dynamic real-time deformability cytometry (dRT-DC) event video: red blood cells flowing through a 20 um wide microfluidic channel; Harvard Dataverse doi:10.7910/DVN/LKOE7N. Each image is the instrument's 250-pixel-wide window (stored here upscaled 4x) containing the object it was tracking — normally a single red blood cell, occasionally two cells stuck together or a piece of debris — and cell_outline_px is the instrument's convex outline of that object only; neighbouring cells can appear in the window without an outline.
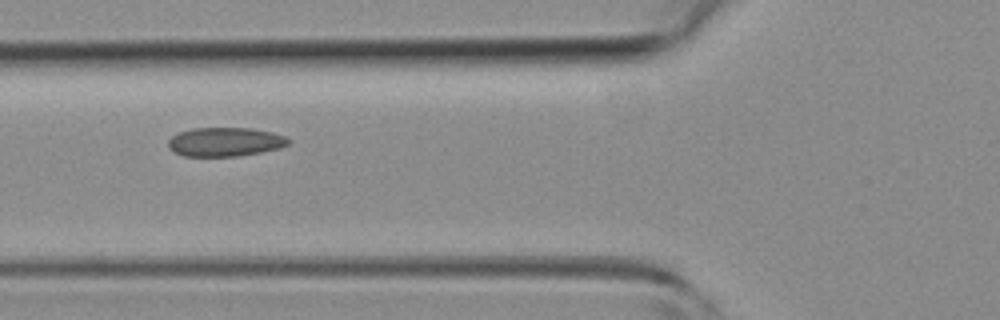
{"species": "common noctule bat (a hibernating species)", "species_latin": "Nyctalus noctula", "temperature_condition": "room temperature", "stored_images_in_passage": 5, "camera_frame_rate_fps": 3000, "um_per_image_px": 0.085, "animal": {"sex": "female", "body_mass_g": 19.3, "forearm_length_mm": 54.1}, "frame": {"image": 1, "passage_image": 5, "time_ms": 5.333, "image_size_px": [1000, 320], "cell_outline_px": [[292, 140], [288, 144], [280, 148], [260, 152], [236, 156], [184, 156], [168, 148], [168, 140], [172, 136], [180, 132], [192, 128], [252, 128], [272, 132], [284, 136]], "centroid_in_image_um": [19.14, 12.05], "position_along_channel_um": 106.7, "area_um2": 20.23}}